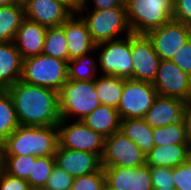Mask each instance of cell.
<instances>
[{"instance_id":"cell-1","label":"cell","mask_w":191,"mask_h":190,"mask_svg":"<svg viewBox=\"0 0 191 190\" xmlns=\"http://www.w3.org/2000/svg\"><path fill=\"white\" fill-rule=\"evenodd\" d=\"M8 92L14 101L22 126H57L61 120L58 92L46 87L16 81Z\"/></svg>"},{"instance_id":"cell-2","label":"cell","mask_w":191,"mask_h":190,"mask_svg":"<svg viewBox=\"0 0 191 190\" xmlns=\"http://www.w3.org/2000/svg\"><path fill=\"white\" fill-rule=\"evenodd\" d=\"M5 156H54L58 148L57 126H22L3 142Z\"/></svg>"},{"instance_id":"cell-3","label":"cell","mask_w":191,"mask_h":190,"mask_svg":"<svg viewBox=\"0 0 191 190\" xmlns=\"http://www.w3.org/2000/svg\"><path fill=\"white\" fill-rule=\"evenodd\" d=\"M58 99L60 117L67 120H82L101 105L95 80L68 79L59 90Z\"/></svg>"},{"instance_id":"cell-4","label":"cell","mask_w":191,"mask_h":190,"mask_svg":"<svg viewBox=\"0 0 191 190\" xmlns=\"http://www.w3.org/2000/svg\"><path fill=\"white\" fill-rule=\"evenodd\" d=\"M77 13L85 21L96 45L131 34L126 17V7L104 10L79 9Z\"/></svg>"},{"instance_id":"cell-5","label":"cell","mask_w":191,"mask_h":190,"mask_svg":"<svg viewBox=\"0 0 191 190\" xmlns=\"http://www.w3.org/2000/svg\"><path fill=\"white\" fill-rule=\"evenodd\" d=\"M126 17L131 33L146 34L173 19L171 0H125Z\"/></svg>"},{"instance_id":"cell-6","label":"cell","mask_w":191,"mask_h":190,"mask_svg":"<svg viewBox=\"0 0 191 190\" xmlns=\"http://www.w3.org/2000/svg\"><path fill=\"white\" fill-rule=\"evenodd\" d=\"M20 80L59 92L68 80V62L44 54L26 58Z\"/></svg>"},{"instance_id":"cell-7","label":"cell","mask_w":191,"mask_h":190,"mask_svg":"<svg viewBox=\"0 0 191 190\" xmlns=\"http://www.w3.org/2000/svg\"><path fill=\"white\" fill-rule=\"evenodd\" d=\"M98 73L123 79H133L131 34L95 46Z\"/></svg>"},{"instance_id":"cell-8","label":"cell","mask_w":191,"mask_h":190,"mask_svg":"<svg viewBox=\"0 0 191 190\" xmlns=\"http://www.w3.org/2000/svg\"><path fill=\"white\" fill-rule=\"evenodd\" d=\"M57 129L60 147L86 151L102 157L105 138L81 120L61 119L57 124Z\"/></svg>"},{"instance_id":"cell-9","label":"cell","mask_w":191,"mask_h":190,"mask_svg":"<svg viewBox=\"0 0 191 190\" xmlns=\"http://www.w3.org/2000/svg\"><path fill=\"white\" fill-rule=\"evenodd\" d=\"M157 95L152 83L125 79L121 100L117 107L121 120L144 118Z\"/></svg>"},{"instance_id":"cell-10","label":"cell","mask_w":191,"mask_h":190,"mask_svg":"<svg viewBox=\"0 0 191 190\" xmlns=\"http://www.w3.org/2000/svg\"><path fill=\"white\" fill-rule=\"evenodd\" d=\"M145 164V154L120 130L105 138L102 167H135Z\"/></svg>"},{"instance_id":"cell-11","label":"cell","mask_w":191,"mask_h":190,"mask_svg":"<svg viewBox=\"0 0 191 190\" xmlns=\"http://www.w3.org/2000/svg\"><path fill=\"white\" fill-rule=\"evenodd\" d=\"M161 60L171 59L191 37V26L174 19L146 33Z\"/></svg>"},{"instance_id":"cell-12","label":"cell","mask_w":191,"mask_h":190,"mask_svg":"<svg viewBox=\"0 0 191 190\" xmlns=\"http://www.w3.org/2000/svg\"><path fill=\"white\" fill-rule=\"evenodd\" d=\"M153 87L161 96L191 100V76L183 72L170 59L160 60Z\"/></svg>"},{"instance_id":"cell-13","label":"cell","mask_w":191,"mask_h":190,"mask_svg":"<svg viewBox=\"0 0 191 190\" xmlns=\"http://www.w3.org/2000/svg\"><path fill=\"white\" fill-rule=\"evenodd\" d=\"M131 57L133 79L153 83L161 59L146 34L131 33Z\"/></svg>"},{"instance_id":"cell-14","label":"cell","mask_w":191,"mask_h":190,"mask_svg":"<svg viewBox=\"0 0 191 190\" xmlns=\"http://www.w3.org/2000/svg\"><path fill=\"white\" fill-rule=\"evenodd\" d=\"M106 184L116 190H153L147 164L135 167H103Z\"/></svg>"},{"instance_id":"cell-15","label":"cell","mask_w":191,"mask_h":190,"mask_svg":"<svg viewBox=\"0 0 191 190\" xmlns=\"http://www.w3.org/2000/svg\"><path fill=\"white\" fill-rule=\"evenodd\" d=\"M74 12L57 0H25V19L45 27L61 26Z\"/></svg>"},{"instance_id":"cell-16","label":"cell","mask_w":191,"mask_h":190,"mask_svg":"<svg viewBox=\"0 0 191 190\" xmlns=\"http://www.w3.org/2000/svg\"><path fill=\"white\" fill-rule=\"evenodd\" d=\"M56 165L73 178L97 172L101 158L93 153L62 148L58 145L55 152Z\"/></svg>"},{"instance_id":"cell-17","label":"cell","mask_w":191,"mask_h":190,"mask_svg":"<svg viewBox=\"0 0 191 190\" xmlns=\"http://www.w3.org/2000/svg\"><path fill=\"white\" fill-rule=\"evenodd\" d=\"M69 53V61L95 50L87 25L78 13H73L62 25Z\"/></svg>"},{"instance_id":"cell-18","label":"cell","mask_w":191,"mask_h":190,"mask_svg":"<svg viewBox=\"0 0 191 190\" xmlns=\"http://www.w3.org/2000/svg\"><path fill=\"white\" fill-rule=\"evenodd\" d=\"M185 101L175 97L157 95L144 116L149 127H164L182 121Z\"/></svg>"},{"instance_id":"cell-19","label":"cell","mask_w":191,"mask_h":190,"mask_svg":"<svg viewBox=\"0 0 191 190\" xmlns=\"http://www.w3.org/2000/svg\"><path fill=\"white\" fill-rule=\"evenodd\" d=\"M47 27L24 19L16 31L13 43L22 59L43 54Z\"/></svg>"},{"instance_id":"cell-20","label":"cell","mask_w":191,"mask_h":190,"mask_svg":"<svg viewBox=\"0 0 191 190\" xmlns=\"http://www.w3.org/2000/svg\"><path fill=\"white\" fill-rule=\"evenodd\" d=\"M23 59L13 41L0 42V90L21 79Z\"/></svg>"},{"instance_id":"cell-21","label":"cell","mask_w":191,"mask_h":190,"mask_svg":"<svg viewBox=\"0 0 191 190\" xmlns=\"http://www.w3.org/2000/svg\"><path fill=\"white\" fill-rule=\"evenodd\" d=\"M191 157V145L154 146L146 155L149 167L174 168Z\"/></svg>"},{"instance_id":"cell-22","label":"cell","mask_w":191,"mask_h":190,"mask_svg":"<svg viewBox=\"0 0 191 190\" xmlns=\"http://www.w3.org/2000/svg\"><path fill=\"white\" fill-rule=\"evenodd\" d=\"M93 131L104 138L120 130L121 118L116 108L101 104L92 113L81 120Z\"/></svg>"},{"instance_id":"cell-23","label":"cell","mask_w":191,"mask_h":190,"mask_svg":"<svg viewBox=\"0 0 191 190\" xmlns=\"http://www.w3.org/2000/svg\"><path fill=\"white\" fill-rule=\"evenodd\" d=\"M120 131L134 142L145 156L154 147L153 128L148 126L144 118L122 119Z\"/></svg>"},{"instance_id":"cell-24","label":"cell","mask_w":191,"mask_h":190,"mask_svg":"<svg viewBox=\"0 0 191 190\" xmlns=\"http://www.w3.org/2000/svg\"><path fill=\"white\" fill-rule=\"evenodd\" d=\"M94 80L100 104L109 105L117 109L124 89L125 79L99 74Z\"/></svg>"},{"instance_id":"cell-25","label":"cell","mask_w":191,"mask_h":190,"mask_svg":"<svg viewBox=\"0 0 191 190\" xmlns=\"http://www.w3.org/2000/svg\"><path fill=\"white\" fill-rule=\"evenodd\" d=\"M24 19V5L13 4L0 7V42L13 41Z\"/></svg>"},{"instance_id":"cell-26","label":"cell","mask_w":191,"mask_h":190,"mask_svg":"<svg viewBox=\"0 0 191 190\" xmlns=\"http://www.w3.org/2000/svg\"><path fill=\"white\" fill-rule=\"evenodd\" d=\"M19 125L12 96L8 90H0V141L4 142Z\"/></svg>"},{"instance_id":"cell-27","label":"cell","mask_w":191,"mask_h":190,"mask_svg":"<svg viewBox=\"0 0 191 190\" xmlns=\"http://www.w3.org/2000/svg\"><path fill=\"white\" fill-rule=\"evenodd\" d=\"M95 53L94 50L82 57L68 61V79L94 80L99 75L97 54Z\"/></svg>"},{"instance_id":"cell-28","label":"cell","mask_w":191,"mask_h":190,"mask_svg":"<svg viewBox=\"0 0 191 190\" xmlns=\"http://www.w3.org/2000/svg\"><path fill=\"white\" fill-rule=\"evenodd\" d=\"M43 54L69 61L65 32L62 26L47 28L43 44Z\"/></svg>"},{"instance_id":"cell-29","label":"cell","mask_w":191,"mask_h":190,"mask_svg":"<svg viewBox=\"0 0 191 190\" xmlns=\"http://www.w3.org/2000/svg\"><path fill=\"white\" fill-rule=\"evenodd\" d=\"M154 146L163 145H190L184 128L183 121L164 127L153 128Z\"/></svg>"},{"instance_id":"cell-30","label":"cell","mask_w":191,"mask_h":190,"mask_svg":"<svg viewBox=\"0 0 191 190\" xmlns=\"http://www.w3.org/2000/svg\"><path fill=\"white\" fill-rule=\"evenodd\" d=\"M55 164V156L36 157L35 162H32L29 178L26 180L31 190H42L44 188Z\"/></svg>"},{"instance_id":"cell-31","label":"cell","mask_w":191,"mask_h":190,"mask_svg":"<svg viewBox=\"0 0 191 190\" xmlns=\"http://www.w3.org/2000/svg\"><path fill=\"white\" fill-rule=\"evenodd\" d=\"M35 159V156L29 155L5 156L4 171L11 176L27 180Z\"/></svg>"},{"instance_id":"cell-32","label":"cell","mask_w":191,"mask_h":190,"mask_svg":"<svg viewBox=\"0 0 191 190\" xmlns=\"http://www.w3.org/2000/svg\"><path fill=\"white\" fill-rule=\"evenodd\" d=\"M105 184V173L103 167H101L97 172L75 177L71 190H103Z\"/></svg>"},{"instance_id":"cell-33","label":"cell","mask_w":191,"mask_h":190,"mask_svg":"<svg viewBox=\"0 0 191 190\" xmlns=\"http://www.w3.org/2000/svg\"><path fill=\"white\" fill-rule=\"evenodd\" d=\"M73 177L55 164L42 190H71Z\"/></svg>"},{"instance_id":"cell-34","label":"cell","mask_w":191,"mask_h":190,"mask_svg":"<svg viewBox=\"0 0 191 190\" xmlns=\"http://www.w3.org/2000/svg\"><path fill=\"white\" fill-rule=\"evenodd\" d=\"M172 176L177 190H191V158L172 168Z\"/></svg>"},{"instance_id":"cell-35","label":"cell","mask_w":191,"mask_h":190,"mask_svg":"<svg viewBox=\"0 0 191 190\" xmlns=\"http://www.w3.org/2000/svg\"><path fill=\"white\" fill-rule=\"evenodd\" d=\"M153 188H173L175 187L172 168L149 167Z\"/></svg>"},{"instance_id":"cell-36","label":"cell","mask_w":191,"mask_h":190,"mask_svg":"<svg viewBox=\"0 0 191 190\" xmlns=\"http://www.w3.org/2000/svg\"><path fill=\"white\" fill-rule=\"evenodd\" d=\"M183 72L191 76V37L185 42L178 52L170 59Z\"/></svg>"},{"instance_id":"cell-37","label":"cell","mask_w":191,"mask_h":190,"mask_svg":"<svg viewBox=\"0 0 191 190\" xmlns=\"http://www.w3.org/2000/svg\"><path fill=\"white\" fill-rule=\"evenodd\" d=\"M0 190H31L25 179L9 175L5 171L0 175Z\"/></svg>"},{"instance_id":"cell-38","label":"cell","mask_w":191,"mask_h":190,"mask_svg":"<svg viewBox=\"0 0 191 190\" xmlns=\"http://www.w3.org/2000/svg\"><path fill=\"white\" fill-rule=\"evenodd\" d=\"M173 19L191 26V0H177L174 3Z\"/></svg>"},{"instance_id":"cell-39","label":"cell","mask_w":191,"mask_h":190,"mask_svg":"<svg viewBox=\"0 0 191 190\" xmlns=\"http://www.w3.org/2000/svg\"><path fill=\"white\" fill-rule=\"evenodd\" d=\"M124 1L125 0H82L80 9L91 8V9L104 10V9H111L114 7H125Z\"/></svg>"},{"instance_id":"cell-40","label":"cell","mask_w":191,"mask_h":190,"mask_svg":"<svg viewBox=\"0 0 191 190\" xmlns=\"http://www.w3.org/2000/svg\"><path fill=\"white\" fill-rule=\"evenodd\" d=\"M182 121L186 131L187 140L189 144L191 145V100L185 103Z\"/></svg>"},{"instance_id":"cell-41","label":"cell","mask_w":191,"mask_h":190,"mask_svg":"<svg viewBox=\"0 0 191 190\" xmlns=\"http://www.w3.org/2000/svg\"><path fill=\"white\" fill-rule=\"evenodd\" d=\"M68 6L74 13H77L81 8L82 0H57Z\"/></svg>"},{"instance_id":"cell-42","label":"cell","mask_w":191,"mask_h":190,"mask_svg":"<svg viewBox=\"0 0 191 190\" xmlns=\"http://www.w3.org/2000/svg\"><path fill=\"white\" fill-rule=\"evenodd\" d=\"M5 166V153H4V144L0 141V175L4 172Z\"/></svg>"},{"instance_id":"cell-43","label":"cell","mask_w":191,"mask_h":190,"mask_svg":"<svg viewBox=\"0 0 191 190\" xmlns=\"http://www.w3.org/2000/svg\"><path fill=\"white\" fill-rule=\"evenodd\" d=\"M25 0H0V7L9 6L13 4L24 5Z\"/></svg>"},{"instance_id":"cell-44","label":"cell","mask_w":191,"mask_h":190,"mask_svg":"<svg viewBox=\"0 0 191 190\" xmlns=\"http://www.w3.org/2000/svg\"><path fill=\"white\" fill-rule=\"evenodd\" d=\"M153 190H177V189L173 187V188H153Z\"/></svg>"},{"instance_id":"cell-45","label":"cell","mask_w":191,"mask_h":190,"mask_svg":"<svg viewBox=\"0 0 191 190\" xmlns=\"http://www.w3.org/2000/svg\"><path fill=\"white\" fill-rule=\"evenodd\" d=\"M103 190H116V189L110 188L107 184H105Z\"/></svg>"}]
</instances>
